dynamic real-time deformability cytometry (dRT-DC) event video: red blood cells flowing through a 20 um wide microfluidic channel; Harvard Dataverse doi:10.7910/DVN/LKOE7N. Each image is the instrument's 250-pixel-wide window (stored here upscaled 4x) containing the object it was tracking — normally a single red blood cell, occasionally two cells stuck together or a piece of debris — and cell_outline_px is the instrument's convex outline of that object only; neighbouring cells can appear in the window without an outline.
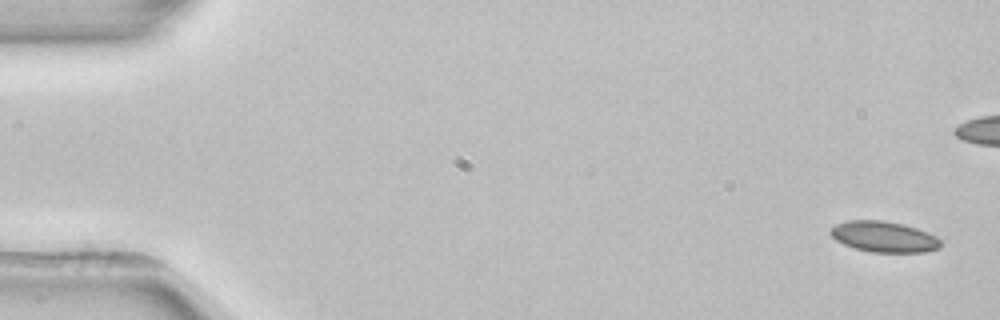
{"species": "common noctule bat (a hibernating species)", "species_latin": "Nyctalus noctula", "temperature_condition": "room temperature", "stored_images_in_passage": 5, "camera_frame_rate_fps": 3000, "um_per_image_px": 0.085, "animal": {"sex": "female", "body_mass_g": 22.7, "forearm_length_mm": 54.2}, "frame": {"image": 1, "passage_image": 1, "time_ms": 0.0, "image_size_px": [1000, 320], "cell_outline_px": [[940, 248], [924, 252], [872, 252], [856, 248], [844, 244], [836, 240], [828, 232], [836, 224], [848, 220], [884, 220], [904, 224], [928, 232], [936, 236], [940, 240]], "centroid_in_image_um": [75.14, 20.11], "position_along_channel_um": 9.9, "area_um2": 19.77}}
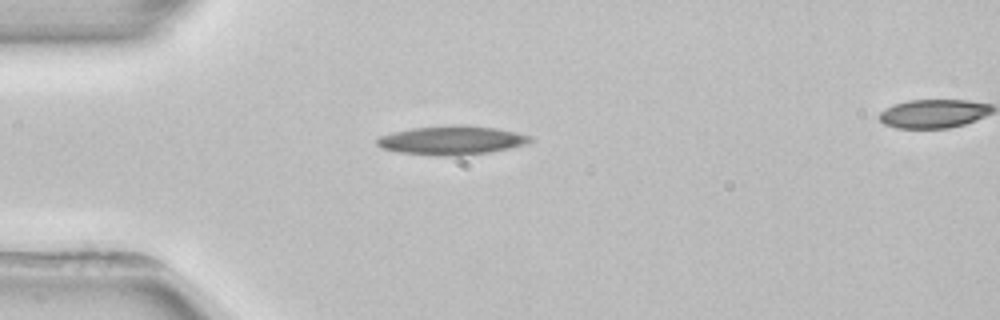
{"frame": {"image": 2, "passage_image": 5, "time_ms": 6.0, "image_size_px": [1000, 320], "cell_outline_px": [[536, 140], [528, 144], [488, 152], [464, 156], [436, 156], [400, 152], [380, 148], [376, 144], [376, 140], [380, 136], [392, 132], [412, 128], [452, 124], [464, 124], [496, 128], [516, 132], [532, 136]], "centroid_in_image_um": [38.42, 11.92], "position_along_channel_um": 46.6, "area_um2": 26.24}}